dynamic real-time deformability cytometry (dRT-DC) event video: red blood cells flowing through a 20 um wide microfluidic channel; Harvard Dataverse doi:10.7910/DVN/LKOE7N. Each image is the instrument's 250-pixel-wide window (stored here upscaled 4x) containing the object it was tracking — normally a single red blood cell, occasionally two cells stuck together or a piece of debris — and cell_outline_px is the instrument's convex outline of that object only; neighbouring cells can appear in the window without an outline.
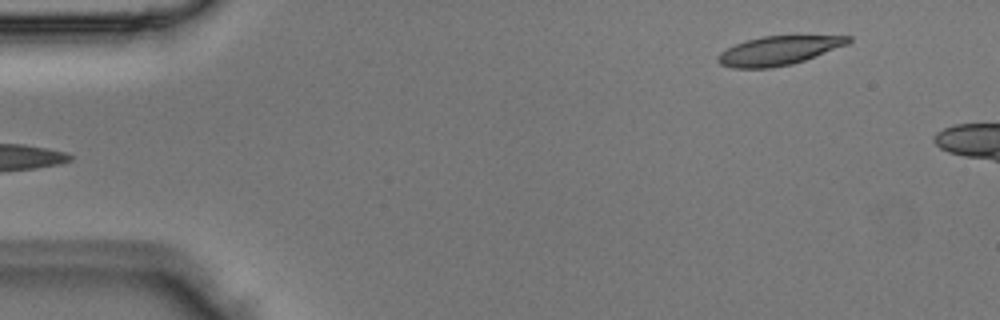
{"species": "Egyptian fruit bat (a non-hibernating species)", "species_latin": "Rousettus aegyptiacus", "temperature_condition": "room temperature", "stored_images_in_passage": 5, "segment_of_instrument_passage": [2, 2], "camera_frame_rate_fps": 3000, "um_per_image_px": 0.085, "animal": {"sex": "male"}, "frame": {"image": 1, "passage_image": 5, "time_ms": 1.333, "image_size_px": [1000, 320], "cell_outline_px": [[852, 40], [848, 44], [804, 60], [792, 64], [772, 68], [732, 68], [720, 64], [716, 60], [716, 56], [720, 52], [736, 44], [760, 36], [852, 36]], "centroid_in_image_um": [66.15, 4.31], "position_along_channel_um": 18.9, "area_um2": 21.85}}